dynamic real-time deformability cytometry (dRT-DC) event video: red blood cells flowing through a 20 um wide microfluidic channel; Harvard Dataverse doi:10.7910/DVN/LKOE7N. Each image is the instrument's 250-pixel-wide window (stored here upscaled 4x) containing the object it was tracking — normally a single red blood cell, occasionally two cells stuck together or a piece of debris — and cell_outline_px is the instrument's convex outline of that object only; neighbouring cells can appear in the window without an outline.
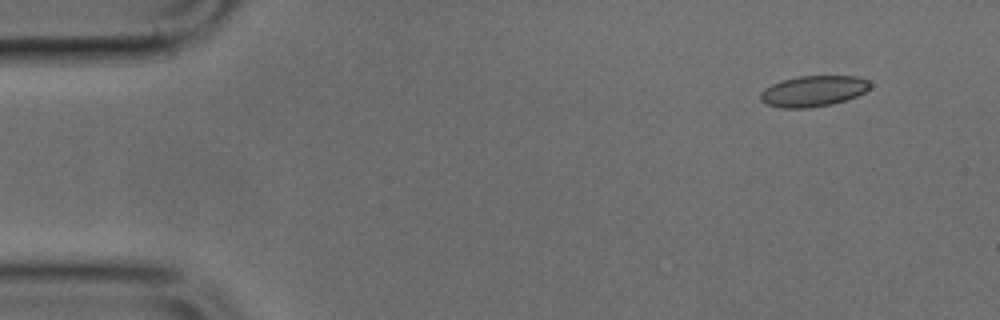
{"species": "common noctule bat (a hibernating species)", "species_latin": "Nyctalus noctula", "temperature_condition": "cold", "stored_images_in_passage": 4, "camera_frame_rate_fps": 3000, "um_per_image_px": 0.085, "animal": {"sex": "male", "body_mass_g": 17.9, "forearm_length_mm": 54.2}, "frame": {"image": 1, "passage_image": 1, "time_ms": 0.0, "image_size_px": [1000, 320], "cell_outline_px": [[872, 84], [864, 92], [856, 96], [832, 104], [808, 108], [780, 108], [764, 104], [760, 100], [760, 92], [764, 88], [772, 84], [784, 80], [800, 76], [856, 76], [868, 80]], "centroid_in_image_um": [69.09, 7.75], "position_along_channel_um": 15.9, "area_um2": 19.71}}
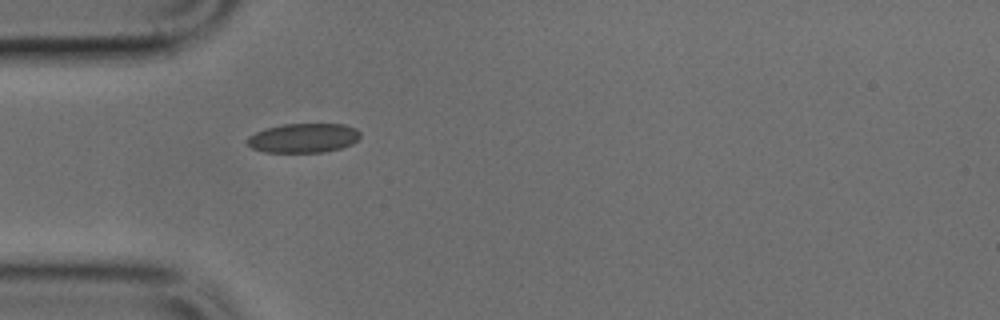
{"frame": {"image": 2, "passage_image": 4, "time_ms": 1.0, "image_size_px": [1000, 320], "cell_outline_px": [[360, 136], [352, 144], [340, 148], [324, 152], [264, 152], [252, 148], [244, 140], [248, 136], [264, 128], [284, 124], [344, 124], [356, 128], [360, 132]], "centroid_in_image_um": [25.77, 11.72], "position_along_channel_um": 59.2, "area_um2": 19.42}}